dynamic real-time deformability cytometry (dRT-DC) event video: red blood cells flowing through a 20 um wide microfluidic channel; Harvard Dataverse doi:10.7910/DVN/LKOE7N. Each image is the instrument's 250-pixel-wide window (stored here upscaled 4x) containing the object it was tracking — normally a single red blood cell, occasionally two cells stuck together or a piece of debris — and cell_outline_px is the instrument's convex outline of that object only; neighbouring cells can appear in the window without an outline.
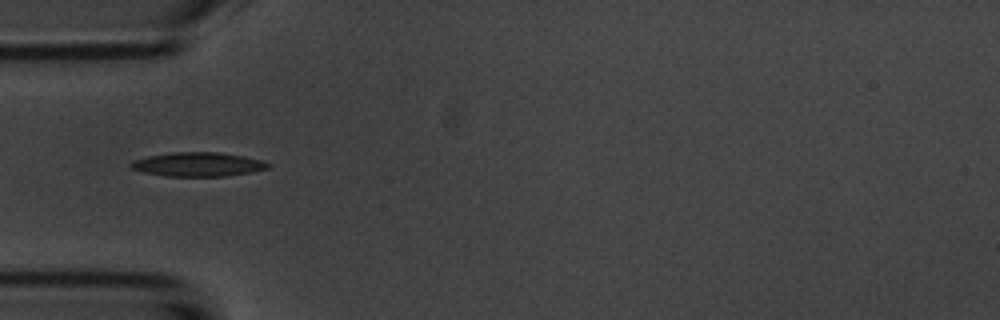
{"species": "common noctule bat (a hibernating species)", "species_latin": "Nyctalus noctula", "temperature_condition": "room temperature", "stored_images_in_passage": 19, "camera_frame_rate_fps": 3000, "um_per_image_px": 0.085, "animal": {"sex": "male", "body_mass_g": 20.1, "forearm_length_mm": 53.5}, "frame": {"image": 1, "passage_image": 6, "time_ms": 1.667, "image_size_px": [1000, 320], "cell_outline_px": [[272, 164], [268, 168], [252, 172], [224, 176], [164, 176], [144, 172], [132, 168], [128, 164], [132, 160], [148, 156], [172, 152], [220, 152], [244, 156], [260, 160]], "centroid_in_image_um": [16.82, 13.96], "position_along_channel_um": 68.2, "area_um2": 19.25}}
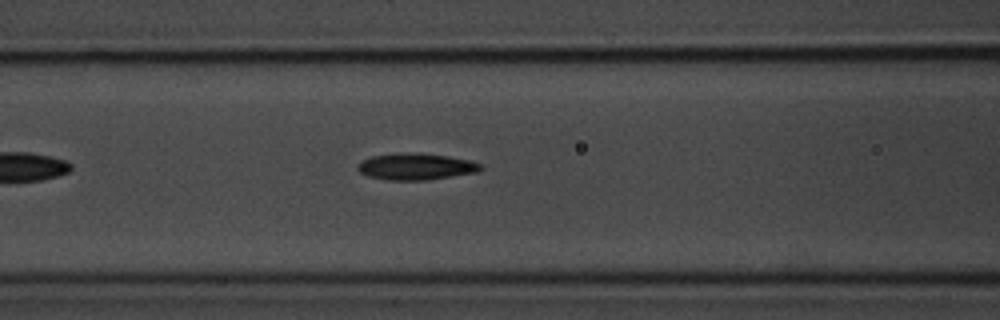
{"frame": {"image": 2, "passage_image": 11, "time_ms": 3.333, "image_size_px": [1000, 320], "cell_outline_px": [[484, 168], [476, 172], [428, 180], [388, 180], [368, 176], [360, 172], [356, 168], [356, 164], [372, 156], [416, 152], [448, 156], [468, 160], [480, 164]], "centroid_in_image_um": [35.34, 14.16], "position_along_channel_um": 131.3, "area_um2": 18.84}}
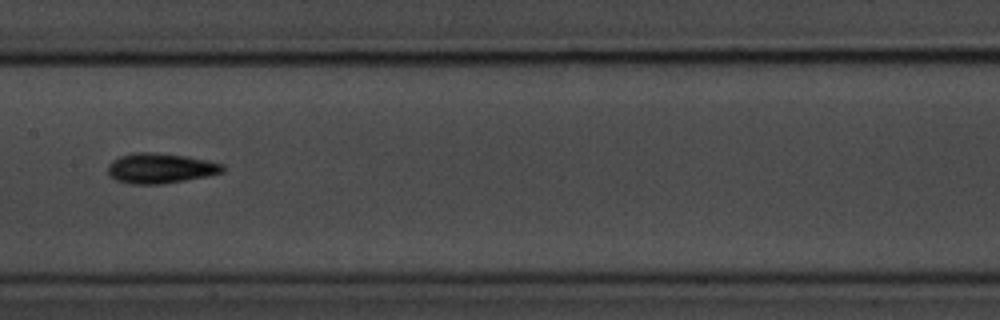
{"frame": {"image": 3, "passage_image": 16, "time_ms": 5.0, "image_size_px": [1000, 320], "cell_outline_px": [[224, 172], [208, 176], [160, 184], [132, 184], [116, 180], [108, 176], [108, 164], [112, 160], [120, 156], [132, 152], [152, 152], [188, 156], [224, 164]], "centroid_in_image_um": [13.61, 14.29], "position_along_channel_um": 193.8, "area_um2": 20.29}}